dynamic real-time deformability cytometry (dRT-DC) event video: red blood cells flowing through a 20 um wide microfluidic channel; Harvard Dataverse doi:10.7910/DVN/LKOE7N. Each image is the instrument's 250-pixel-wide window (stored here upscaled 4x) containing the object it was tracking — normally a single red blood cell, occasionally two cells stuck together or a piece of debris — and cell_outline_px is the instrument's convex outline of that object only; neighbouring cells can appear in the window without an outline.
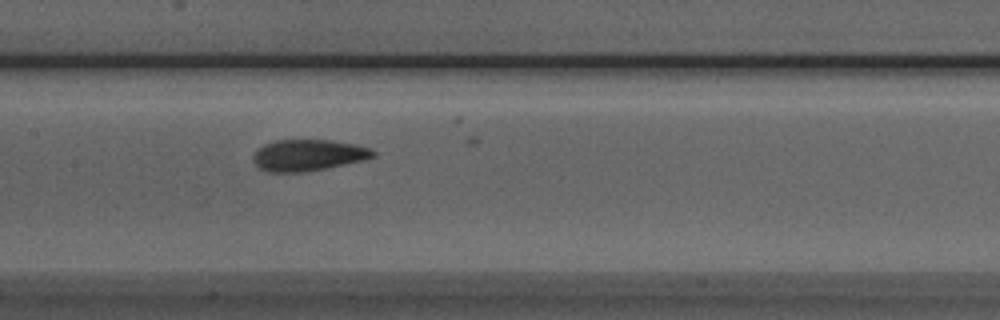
{"species": "Egyptian fruit bat (a non-hibernating species)", "species_latin": "Rousettus aegyptiacus", "temperature_condition": "room temperature", "stored_images_in_passage": 18, "camera_frame_rate_fps": 3000, "um_per_image_px": 0.085, "animal": {"sex": "male"}, "frame": {"image": 1, "passage_image": 15, "time_ms": 4.667, "image_size_px": [1000, 320], "cell_outline_px": [[376, 156], [364, 160], [304, 172], [268, 172], [260, 168], [252, 160], [252, 156], [256, 148], [264, 144], [276, 140], [332, 140], [356, 144], [372, 148], [376, 152]], "centroid_in_image_um": [26.19, 13.18], "position_along_channel_um": 181.2, "area_um2": 22.08}}